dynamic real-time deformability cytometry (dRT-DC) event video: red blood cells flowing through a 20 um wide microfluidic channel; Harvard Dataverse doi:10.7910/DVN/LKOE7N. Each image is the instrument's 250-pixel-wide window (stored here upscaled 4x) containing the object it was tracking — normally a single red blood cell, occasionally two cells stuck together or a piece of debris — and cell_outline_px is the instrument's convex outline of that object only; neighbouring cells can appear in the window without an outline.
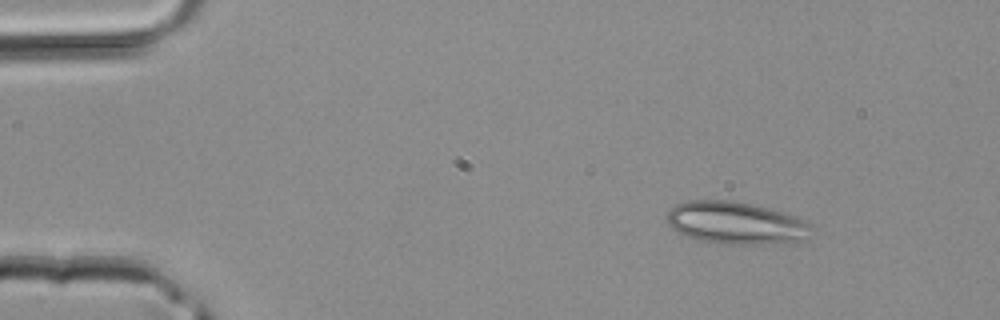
{"species": "common noctule bat (a hibernating species)", "species_latin": "Nyctalus noctula", "temperature_condition": "room temperature", "stored_images_in_passage": 38, "camera_frame_rate_fps": 3000, "um_per_image_px": 0.085, "animal": {"sex": "male", "body_mass_g": 20.4}, "frame": {"image": 1, "passage_image": 1, "time_ms": 0.0, "image_size_px": [1000, 320], "cell_outline_px": [[816, 232], [808, 240], [764, 244], [716, 244], [700, 240], [676, 232], [668, 224], [668, 208], [676, 204], [688, 200], [732, 200], [768, 208], [784, 212], [804, 220]], "centroid_in_image_um": [62.58, 18.96], "position_along_channel_um": 22.4, "area_um2": 36.13}}
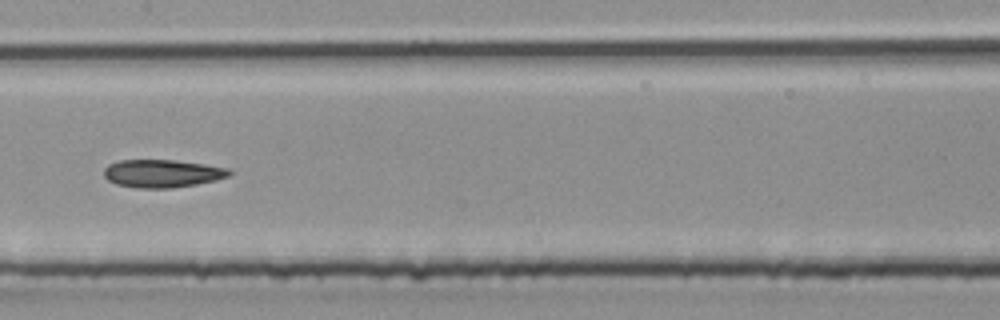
{"frame": {"image": 2, "passage_image": 17, "time_ms": 5.333, "image_size_px": [1000, 320], "cell_outline_px": [[232, 172], [228, 176], [216, 180], [196, 184], [172, 188], [136, 188], [116, 184], [108, 180], [104, 176], [104, 168], [108, 164], [120, 160], [176, 160], [204, 164], [228, 168]], "centroid_in_image_um": [13.77, 14.74], "position_along_channel_um": 193.6, "area_um2": 20.4}}
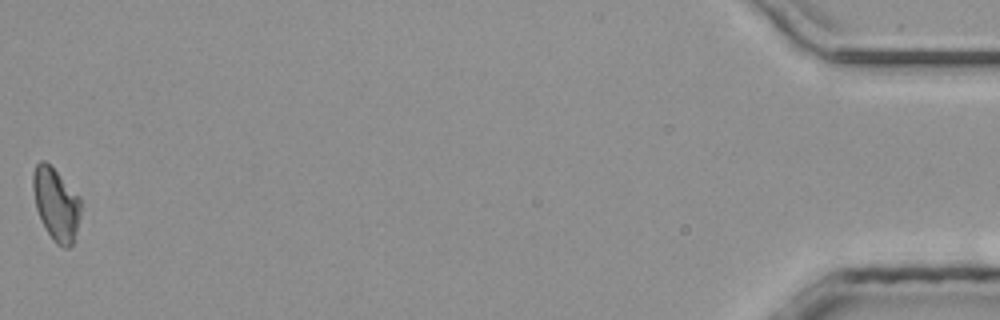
{"frame": {"image": 3, "passage_image": 38, "time_ms": 12.333, "image_size_px": [1000, 320], "cell_outline_px": [[80, 212], [76, 232], [72, 244], [68, 248], [64, 248], [56, 244], [48, 232], [36, 208], [32, 188], [32, 172], [36, 164], [40, 160], [44, 160], [80, 196]], "centroid_in_image_um": [4.75, 17.34], "position_along_channel_um": 430.4, "area_um2": 19.88}}